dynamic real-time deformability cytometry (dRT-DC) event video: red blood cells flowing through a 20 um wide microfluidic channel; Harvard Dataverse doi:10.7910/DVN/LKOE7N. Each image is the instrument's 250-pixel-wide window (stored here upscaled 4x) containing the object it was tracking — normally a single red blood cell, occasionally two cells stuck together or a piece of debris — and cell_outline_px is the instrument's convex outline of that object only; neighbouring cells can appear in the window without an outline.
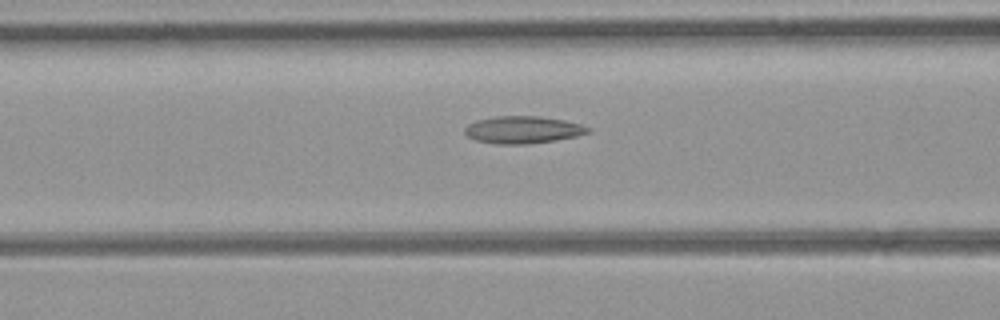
{"species": "common noctule bat (a hibernating species)", "species_latin": "Nyctalus noctula", "temperature_condition": "room temperature", "stored_images_in_passage": 27, "camera_frame_rate_fps": 3000, "um_per_image_px": 0.085, "animal": {"sex": "female", "body_mass_g": 21.9}, "frame": {"image": 1, "passage_image": 8, "time_ms": 2.333, "image_size_px": [1000, 320], "cell_outline_px": [[592, 132], [576, 136], [556, 140], [528, 144], [496, 144], [476, 140], [468, 136], [464, 132], [464, 128], [468, 124], [476, 120], [496, 116], [540, 116], [564, 120], [580, 124], [592, 128]], "centroid_in_image_um": [44.46, 11.03], "position_along_channel_um": 122.1, "area_um2": 19.71}}
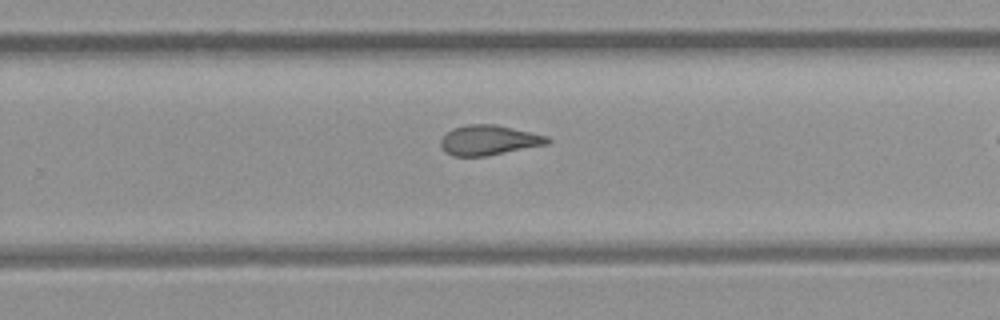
{"frame": {"image": 2, "passage_image": 20, "time_ms": 6.333, "image_size_px": [1000, 320], "cell_outline_px": [[552, 140], [548, 144], [484, 156], [452, 156], [444, 152], [440, 144], [440, 140], [452, 128], [468, 124], [496, 124], [548, 136]], "centroid_in_image_um": [41.54, 11.91], "position_along_channel_um": 288.3, "area_um2": 18.61}}
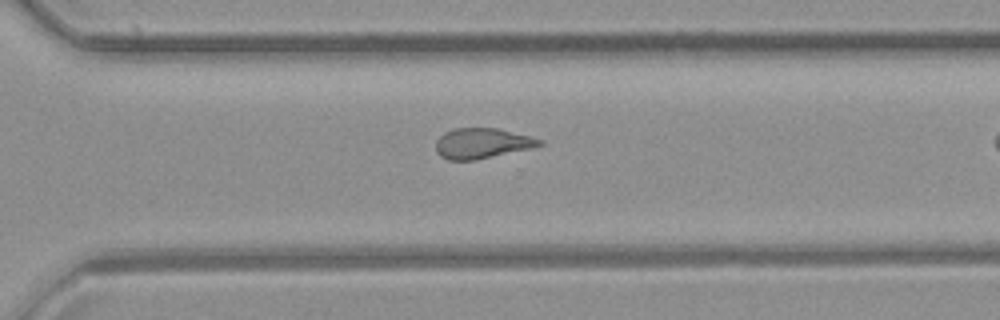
{"frame": {"image": 3, "passage_image": 23, "time_ms": 7.333, "image_size_px": [1000, 320], "cell_outline_px": [[544, 144], [532, 148], [476, 160], [448, 160], [440, 156], [436, 152], [436, 140], [444, 132], [452, 128], [496, 128], [544, 140]], "centroid_in_image_um": [40.95, 12.19], "position_along_channel_um": 329.6, "area_um2": 18.38}}